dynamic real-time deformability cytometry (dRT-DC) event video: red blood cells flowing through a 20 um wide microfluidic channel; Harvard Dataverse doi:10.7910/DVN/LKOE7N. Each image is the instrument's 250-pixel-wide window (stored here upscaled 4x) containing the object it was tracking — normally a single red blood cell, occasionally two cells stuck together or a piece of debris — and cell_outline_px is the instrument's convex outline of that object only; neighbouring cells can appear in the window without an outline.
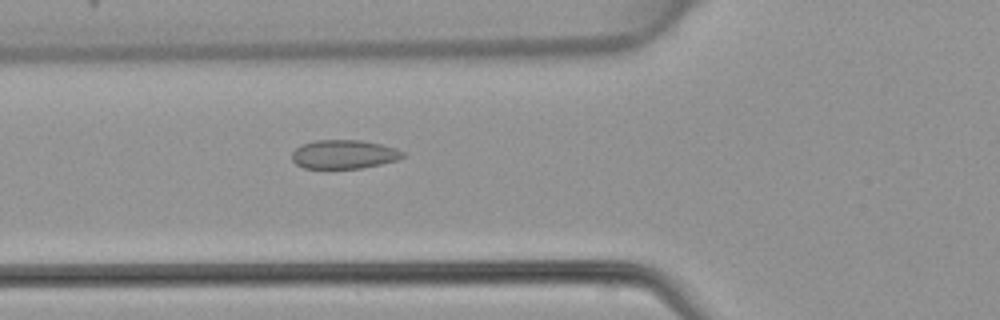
{"species": "common noctule bat (a hibernating species)", "species_latin": "Nyctalus noctula", "temperature_condition": "warm", "stored_images_in_passage": 36, "camera_frame_rate_fps": 3000, "um_per_image_px": 0.085, "animal": {"sex": "female", "body_mass_g": 22.7, "forearm_length_mm": 54.2}, "frame": {"image": 1, "passage_image": 6, "time_ms": 1.667, "image_size_px": [1000, 320], "cell_outline_px": [[404, 156], [396, 160], [380, 164], [360, 168], [304, 168], [296, 164], [292, 160], [292, 152], [300, 144], [312, 140], [360, 140], [380, 144], [396, 148], [404, 152]], "centroid_in_image_um": [29.19, 13.11], "position_along_channel_um": 96.6, "area_um2": 18.61}}
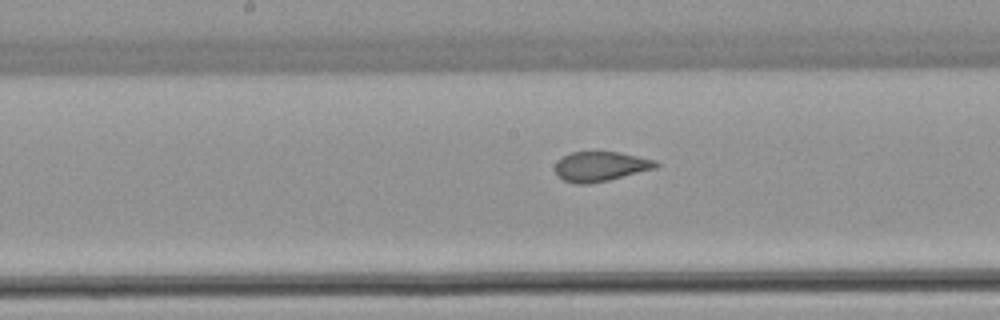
{"frame": {"image": 2, "passage_image": 13, "time_ms": 4.0, "image_size_px": [1000, 320], "cell_outline_px": [[660, 164], [656, 168], [608, 180], [588, 184], [576, 184], [564, 180], [556, 172], [556, 160], [572, 152], [620, 152], [656, 160]], "centroid_in_image_um": [51.07, 14.14], "position_along_channel_um": 197.1, "area_um2": 17.34}}
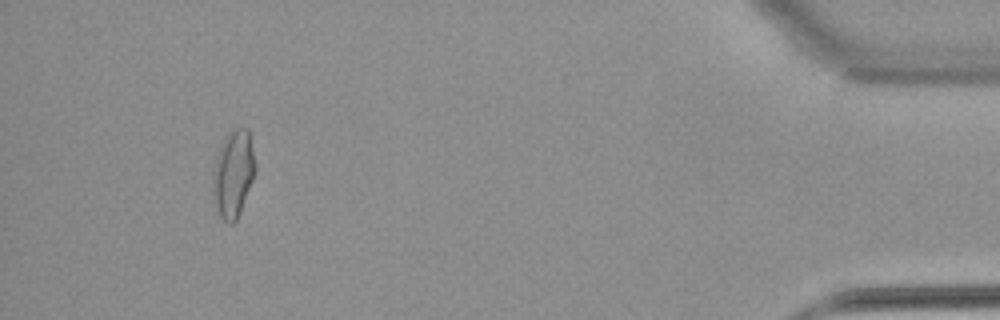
{"frame": {"image": 3, "passage_image": 33, "time_ms": 10.667, "image_size_px": [1000, 320], "cell_outline_px": [[256, 168], [252, 180], [240, 212], [236, 220], [232, 224], [228, 224], [220, 216], [212, 188], [212, 172], [220, 148], [228, 132], [236, 124], [248, 128], [256, 164]], "centroid_in_image_um": [19.84, 14.7], "position_along_channel_um": 415.4, "area_um2": 21.44}}